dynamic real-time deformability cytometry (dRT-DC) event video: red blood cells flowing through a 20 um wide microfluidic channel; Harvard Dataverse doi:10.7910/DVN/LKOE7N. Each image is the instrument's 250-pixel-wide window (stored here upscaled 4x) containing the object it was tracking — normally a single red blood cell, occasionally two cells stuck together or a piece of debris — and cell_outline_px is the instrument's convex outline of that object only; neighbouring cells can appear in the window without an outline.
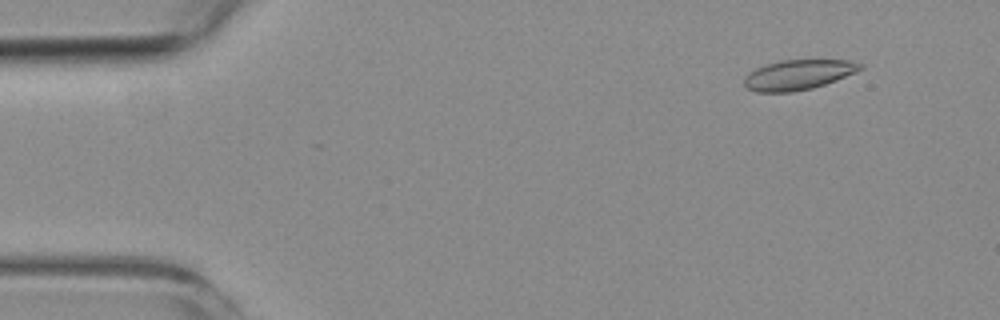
{"species": "common noctule bat (a hibernating species)", "species_latin": "Nyctalus noctula", "temperature_condition": "room temperature", "stored_images_in_passage": 5, "segment_of_instrument_passage": [1, 2], "camera_frame_rate_fps": 3000, "um_per_image_px": 0.085, "animal": {"sex": "female", "body_mass_g": 19.3, "forearm_length_mm": 54.1}, "frame": {"image": 1, "passage_image": 2, "time_ms": 1.0, "image_size_px": [1000, 320], "cell_outline_px": [[864, 68], [856, 72], [836, 80], [812, 88], [792, 92], [756, 92], [748, 88], [744, 84], [744, 76], [748, 72], [756, 68], [780, 60], [848, 60], [864, 64]], "centroid_in_image_um": [67.85, 6.35], "position_along_channel_um": 17.1, "area_um2": 20.29}}